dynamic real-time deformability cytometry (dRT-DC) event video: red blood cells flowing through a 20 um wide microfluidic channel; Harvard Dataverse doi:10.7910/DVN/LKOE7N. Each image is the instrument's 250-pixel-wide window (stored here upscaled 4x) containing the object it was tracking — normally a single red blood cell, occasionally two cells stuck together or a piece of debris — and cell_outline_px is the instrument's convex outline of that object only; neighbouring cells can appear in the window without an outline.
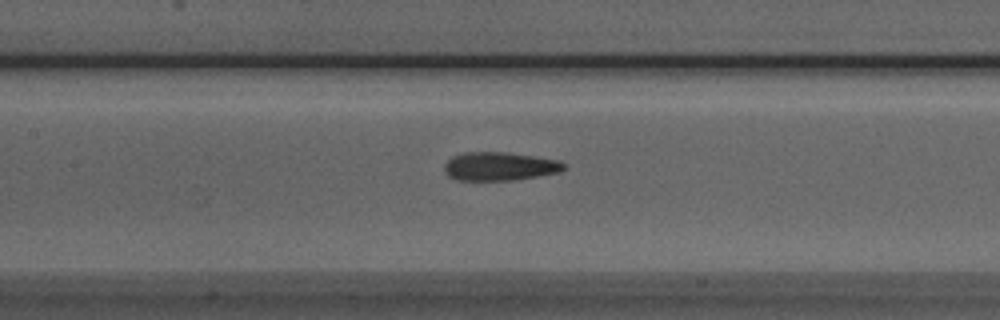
{"species": "Egyptian fruit bat (a non-hibernating species)", "species_latin": "Rousettus aegyptiacus", "temperature_condition": "room temperature", "stored_images_in_passage": 44, "camera_frame_rate_fps": 3000, "um_per_image_px": 0.085, "animal": {"sex": "male"}, "frame": {"image": 1, "passage_image": 15, "time_ms": 4.667, "image_size_px": [1000, 320], "cell_outline_px": [[568, 168], [560, 172], [512, 180], [456, 180], [448, 176], [444, 172], [444, 164], [452, 156], [464, 152], [504, 152], [560, 160]], "centroid_in_image_um": [42.45, 14.14], "position_along_channel_um": 165.0, "area_um2": 19.88}}
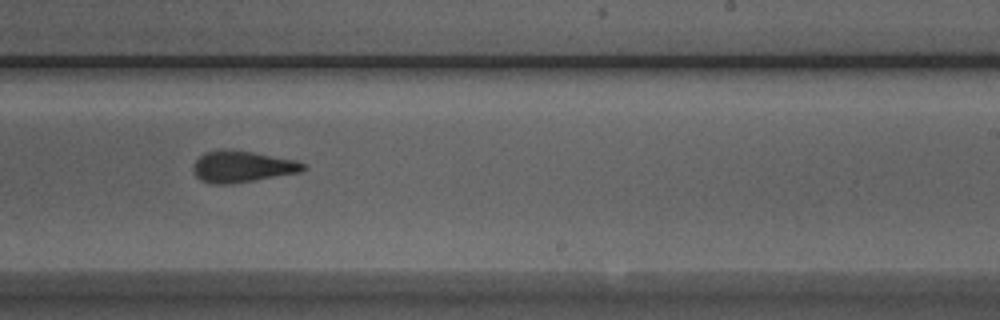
{"frame": {"image": 2, "passage_image": 23, "time_ms": 7.333, "image_size_px": [1000, 320], "cell_outline_px": [[308, 168], [300, 172], [232, 184], [212, 184], [200, 180], [192, 172], [192, 164], [204, 152], [252, 152], [296, 160], [304, 164]], "centroid_in_image_um": [20.58, 14.2], "position_along_channel_um": 268.4, "area_um2": 19.65}}
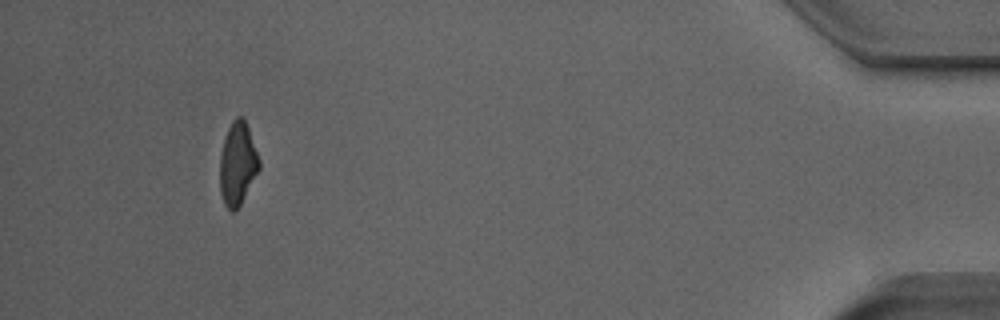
{"frame": {"image": 3, "passage_image": 40, "time_ms": 13.0, "image_size_px": [1000, 320], "cell_outline_px": [[260, 168], [240, 204], [232, 212], [224, 204], [220, 192], [220, 156], [224, 140], [228, 128], [232, 120], [236, 116], [244, 116], [260, 160]], "centroid_in_image_um": [20.19, 13.88], "position_along_channel_um": 415.0, "area_um2": 18.84}, "authors_computed_cell_mechanics": {"area_um2": 19.8254, "velocity_mm_per_s": 3.9025, "shape_relaxation_time_tau1_ms": 6.24, "shape_relaxation_time_tau2_ms": 1.7422, "deformation_change_tau1": 0.1992, "deformation_change_tau2": 0.1106}}